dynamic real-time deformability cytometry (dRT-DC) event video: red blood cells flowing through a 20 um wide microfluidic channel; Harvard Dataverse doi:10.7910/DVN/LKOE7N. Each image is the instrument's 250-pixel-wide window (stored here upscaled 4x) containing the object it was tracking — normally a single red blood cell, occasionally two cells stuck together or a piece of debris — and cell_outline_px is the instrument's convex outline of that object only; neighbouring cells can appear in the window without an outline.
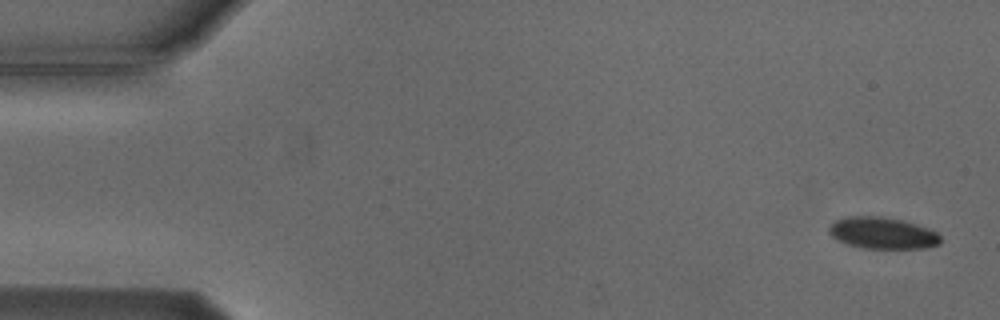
{"species": "Egyptian fruit bat (a non-hibernating species)", "species_latin": "Rousettus aegyptiacus", "temperature_condition": "cold", "stored_images_in_passage": 6, "segment_of_instrument_passage": [1, 2], "camera_frame_rate_fps": 3000, "um_per_image_px": 0.085, "animal": {"sex": "male"}, "frame": {"image": 1, "passage_image": 1, "time_ms": 0.0, "image_size_px": [1000, 320], "cell_outline_px": [[940, 244], [924, 248], [860, 248], [848, 244], [832, 236], [828, 232], [828, 228], [836, 220], [848, 216], [880, 216], [904, 220], [928, 228], [936, 232], [940, 236]], "centroid_in_image_um": [75.02, 19.8], "position_along_channel_um": 10.0, "area_um2": 20.46}}